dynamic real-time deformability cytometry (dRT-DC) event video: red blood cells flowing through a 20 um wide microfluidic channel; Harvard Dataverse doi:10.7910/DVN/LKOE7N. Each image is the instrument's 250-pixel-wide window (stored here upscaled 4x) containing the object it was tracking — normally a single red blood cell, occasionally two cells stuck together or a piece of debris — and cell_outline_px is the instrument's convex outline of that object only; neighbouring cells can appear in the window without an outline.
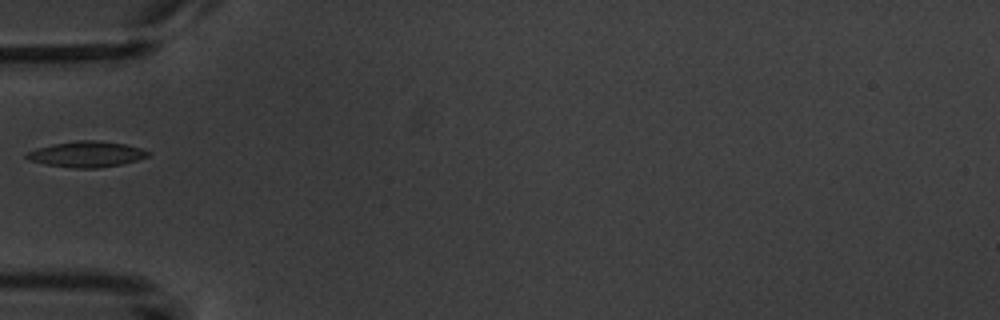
{"species": "common noctule bat (a hibernating species)", "species_latin": "Nyctalus noctula", "temperature_condition": "warm", "stored_images_in_passage": 5, "camera_frame_rate_fps": 3000, "um_per_image_px": 0.085, "animal": {"sex": "male", "body_mass_g": 20.1, "forearm_length_mm": 53.5}, "frame": {"image": 1, "passage_image": 4, "time_ms": 3.667, "image_size_px": [1000, 320], "cell_outline_px": [[152, 152], [148, 156], [124, 164], [96, 168], [76, 168], [44, 164], [28, 160], [24, 156], [28, 152], [52, 144], [76, 140], [96, 140], [124, 144], [140, 148]], "centroid_in_image_um": [7.37, 13.11], "position_along_channel_um": 77.6, "area_um2": 18.15}}